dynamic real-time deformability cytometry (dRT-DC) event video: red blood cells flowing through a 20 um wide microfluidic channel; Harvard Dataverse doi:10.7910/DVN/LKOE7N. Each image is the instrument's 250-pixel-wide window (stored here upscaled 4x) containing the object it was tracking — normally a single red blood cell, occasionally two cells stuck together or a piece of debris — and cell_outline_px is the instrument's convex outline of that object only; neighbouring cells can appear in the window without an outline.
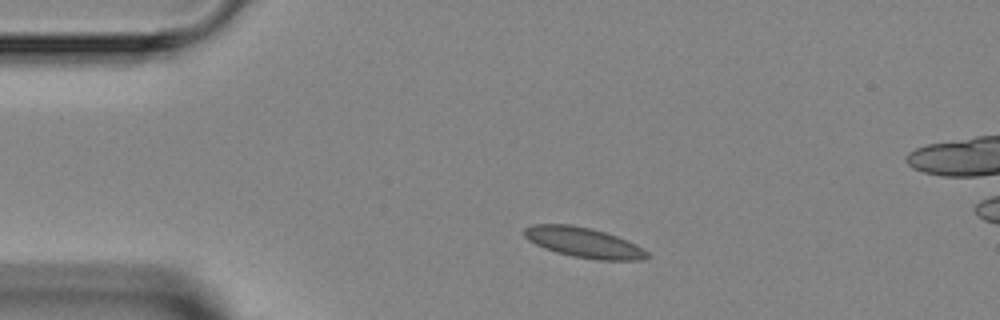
{"species": "Egyptian fruit bat (a non-hibernating species)", "species_latin": "Rousettus aegyptiacus", "temperature_condition": "room temperature", "stored_images_in_passage": 3, "camera_frame_rate_fps": 3000, "um_per_image_px": 0.085, "animal": {"sex": "female"}, "frame": {"image": 1, "passage_image": 1, "time_ms": 0.0, "image_size_px": [1000, 320], "cell_outline_px": [[652, 256], [644, 260], [596, 260], [572, 256], [556, 252], [544, 248], [528, 240], [524, 236], [524, 228], [532, 224], [568, 224], [588, 228], [604, 232], [628, 240], [636, 244], [648, 252]], "centroid_in_image_um": [49.63, 20.62], "position_along_channel_um": 35.4, "area_um2": 21.62}}